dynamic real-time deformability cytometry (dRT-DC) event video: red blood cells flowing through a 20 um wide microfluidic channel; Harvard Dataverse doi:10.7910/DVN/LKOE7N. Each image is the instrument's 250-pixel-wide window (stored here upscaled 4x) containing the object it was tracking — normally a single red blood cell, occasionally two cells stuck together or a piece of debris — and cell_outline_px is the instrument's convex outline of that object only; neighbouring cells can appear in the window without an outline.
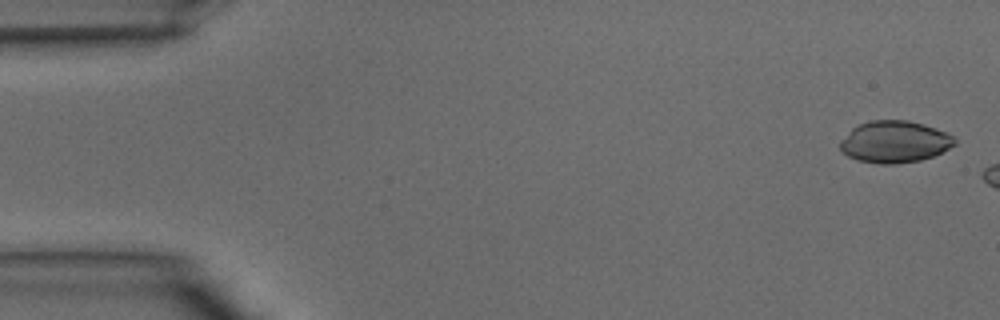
{"species": "common noctule bat (a hibernating species)", "species_latin": "Nyctalus noctula", "temperature_condition": "warm", "stored_images_in_passage": 6, "camera_frame_rate_fps": 3000, "um_per_image_px": 0.085, "animal": {"sex": "male", "body_mass_g": 15.6}, "frame": {"image": 1, "passage_image": 1, "time_ms": 0.0, "image_size_px": [1000, 320], "cell_outline_px": [[956, 144], [932, 156], [920, 160], [896, 164], [880, 164], [856, 160], [848, 156], [840, 148], [840, 140], [852, 128], [860, 124], [872, 120], [908, 120], [924, 124], [944, 132], [952, 136], [956, 140]], "centroid_in_image_um": [76.01, 12.05], "position_along_channel_um": 9.0, "area_um2": 27.74}}